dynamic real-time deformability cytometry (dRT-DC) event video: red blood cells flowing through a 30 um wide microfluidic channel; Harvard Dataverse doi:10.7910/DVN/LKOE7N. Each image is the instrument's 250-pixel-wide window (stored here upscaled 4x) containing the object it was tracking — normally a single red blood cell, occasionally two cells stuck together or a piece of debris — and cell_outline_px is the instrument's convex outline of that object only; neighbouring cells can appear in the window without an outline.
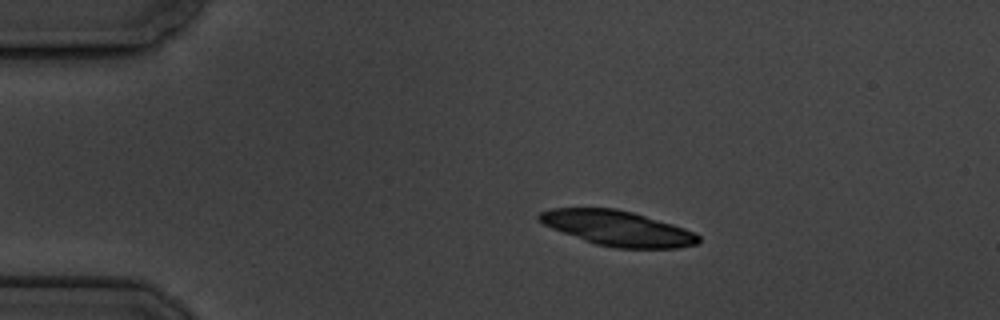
{"species": "common noctule bat (a hibernating species)", "species_latin": "Nyctalus noctula", "temperature_condition": "cold", "stored_images_in_passage": 6, "camera_frame_rate_fps": 3000, "um_per_image_px": 0.085, "animal": {"sex": "male", "body_mass_g": 19.5, "forearm_length_mm": 54.6}, "frame": {"image": 1, "passage_image": 1, "time_ms": 0.0, "image_size_px": [1000, 320], "cell_outline_px": [[700, 240], [696, 244], [676, 248], [616, 248], [596, 244], [584, 240], [552, 228], [544, 224], [536, 216], [540, 212], [552, 208], [616, 208], [632, 212], [672, 224], [696, 232], [700, 236]], "centroid_in_image_um": [52.51, 19.4], "position_along_channel_um": 32.5, "area_um2": 32.31}}